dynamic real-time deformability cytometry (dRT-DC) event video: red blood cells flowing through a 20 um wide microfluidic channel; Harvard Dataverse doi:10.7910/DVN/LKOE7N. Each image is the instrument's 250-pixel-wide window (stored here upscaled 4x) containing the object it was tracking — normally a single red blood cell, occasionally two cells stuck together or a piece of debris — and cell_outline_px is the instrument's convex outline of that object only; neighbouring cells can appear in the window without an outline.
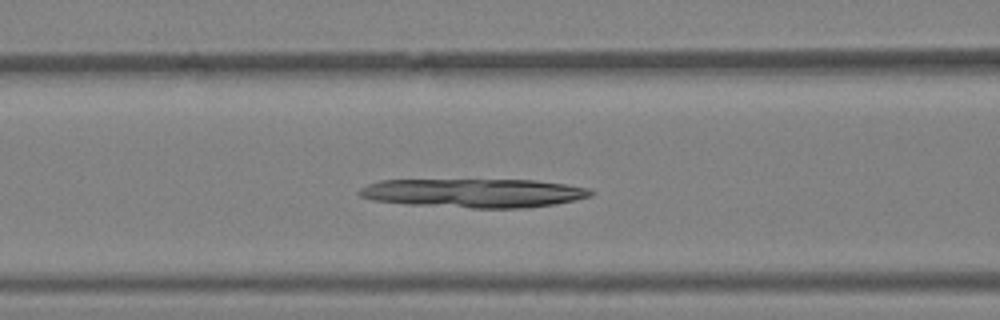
{"species": "Egyptian fruit bat (a non-hibernating species)", "species_latin": "Rousettus aegyptiacus", "temperature_condition": "warm", "stored_images_in_passage": 40, "camera_frame_rate_fps": 3000, "um_per_image_px": 0.085, "animal": {"sex": "female"}, "frame": {"image": 1, "passage_image": 17, "time_ms": 5.333, "image_size_px": [1000, 320], "cell_outline_px": [[596, 192], [592, 196], [576, 200], [556, 204], [528, 208], [472, 208], [408, 204], [372, 200], [360, 196], [356, 192], [360, 188], [368, 184], [380, 180], [536, 180], [564, 184], [588, 188]], "centroid_in_image_um": [40.31, 16.41], "position_along_channel_um": 126.3, "area_um2": 39.13}}
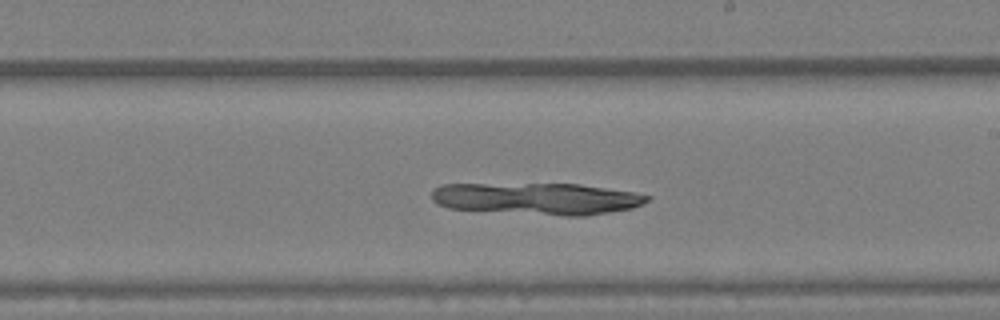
{"frame": {"image": 2, "passage_image": 24, "time_ms": 7.667, "image_size_px": [1000, 320], "cell_outline_px": [[652, 196], [648, 200], [632, 208], [612, 212], [584, 216], [568, 216], [448, 208], [436, 204], [432, 200], [432, 192], [440, 184], [580, 184], [632, 192]], "centroid_in_image_um": [45.64, 16.88], "position_along_channel_um": 243.4, "area_um2": 39.77}}
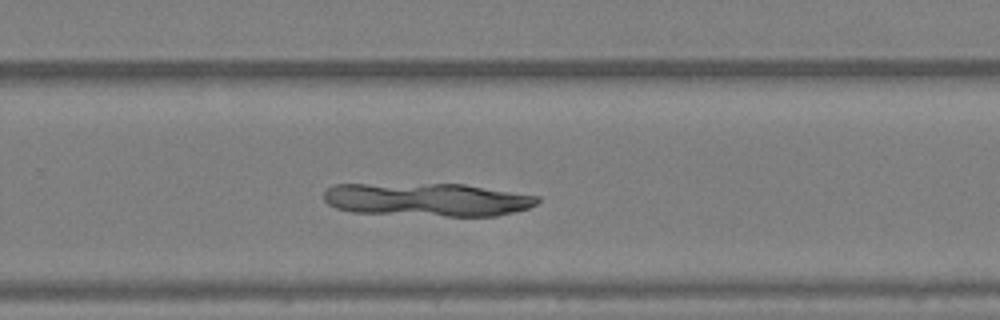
{"frame": {"image": 3, "passage_image": 27, "time_ms": 8.667, "image_size_px": [1000, 320], "cell_outline_px": [[540, 200], [536, 204], [528, 208], [496, 216], [448, 216], [352, 212], [336, 208], [328, 204], [324, 200], [324, 192], [328, 188], [336, 184], [464, 184], [540, 196]], "centroid_in_image_um": [36.32, 16.96], "position_along_channel_um": 293.5, "area_um2": 41.38}}